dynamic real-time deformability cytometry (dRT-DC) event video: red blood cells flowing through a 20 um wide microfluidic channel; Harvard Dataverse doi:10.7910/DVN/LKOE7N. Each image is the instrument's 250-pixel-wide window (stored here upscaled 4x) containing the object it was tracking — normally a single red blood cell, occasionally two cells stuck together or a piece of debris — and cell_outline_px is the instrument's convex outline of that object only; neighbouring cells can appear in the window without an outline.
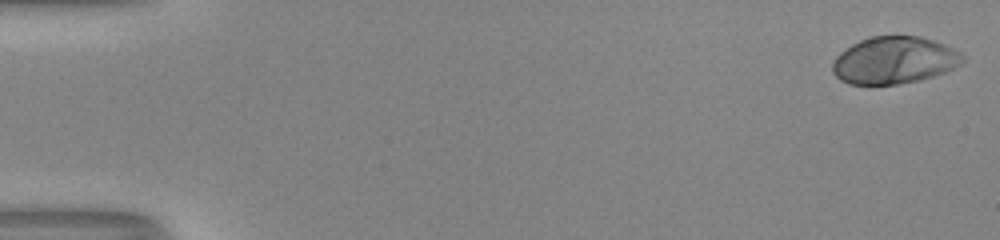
{"species": "human", "species_latin": "Homo sapiens", "temperature_condition": "room temperature", "stored_images_in_passage": 52, "camera_frame_rate_fps": 3000, "um_per_image_px": 0.085, "donor": {"sex": "male"}, "frame": {"image": 1, "passage_image": 1, "time_ms": 0.0, "image_size_px": [1000, 240], "cell_outline_px": [[964, 60], [960, 64], [944, 72], [920, 80], [900, 84], [848, 84], [840, 80], [832, 72], [832, 64], [836, 56], [840, 52], [852, 44], [860, 40], [872, 36], [920, 36], [944, 44], [960, 52], [964, 56]], "centroid_in_image_um": [75.98, 5.12], "position_along_channel_um": 9.0, "area_um2": 35.66}}
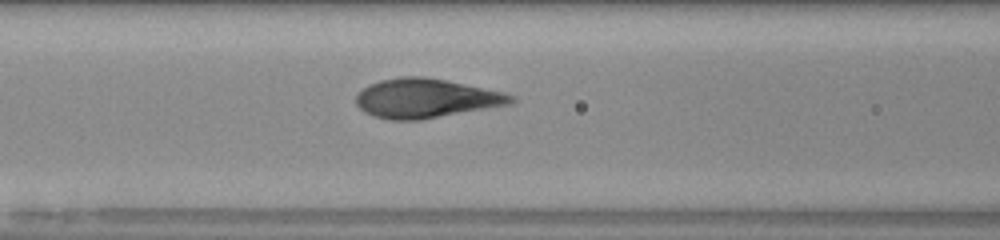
{"frame": {"image": 2, "passage_image": 23, "time_ms": 7.333, "image_size_px": [1000, 240], "cell_outline_px": [[516, 100], [512, 104], [420, 120], [388, 120], [372, 116], [364, 112], [356, 104], [356, 96], [368, 84], [380, 80], [404, 76], [420, 76], [444, 80], [500, 92], [512, 96]], "centroid_in_image_um": [36.14, 8.37], "position_along_channel_um": 130.5, "area_um2": 35.08}}
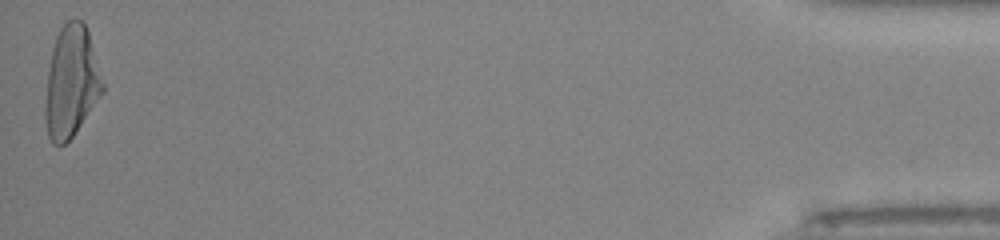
{"frame": {"image": 3, "passage_image": 52, "time_ms": 17.0, "image_size_px": [1000, 240], "cell_outline_px": [[104, 92], [72, 136], [64, 144], [52, 144], [48, 136], [44, 120], [44, 108], [48, 72], [52, 52], [56, 36], [60, 28], [68, 20], [80, 20], [84, 24], [88, 32], [104, 84]], "centroid_in_image_um": [6.04, 6.99], "position_along_channel_um": 429.2, "area_um2": 36.82}, "authors_computed_cell_mechanics": {"area_um2": 35.3158, "velocity_mm_per_s": 4.0699, "shape_relaxation_time_tau1_ms": 4.3952, "shape_relaxation_time_tau2_ms": null, "deformation_change_tau1": 0.2453, "deformation_change_tau2": null}}